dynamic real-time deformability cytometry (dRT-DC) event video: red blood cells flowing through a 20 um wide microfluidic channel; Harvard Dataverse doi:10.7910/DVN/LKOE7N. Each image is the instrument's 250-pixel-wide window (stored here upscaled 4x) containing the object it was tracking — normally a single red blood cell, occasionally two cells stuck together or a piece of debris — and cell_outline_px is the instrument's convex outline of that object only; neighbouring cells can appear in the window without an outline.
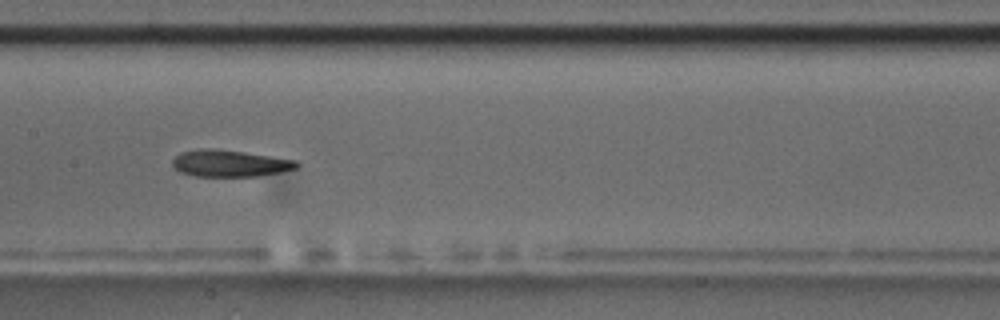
{"species": "common noctule bat (a hibernating species)", "species_latin": "Nyctalus noctula", "temperature_condition": "room temperature", "stored_images_in_passage": 11, "camera_frame_rate_fps": 3000, "um_per_image_px": 0.085, "animal": {"sex": "male", "body_mass_g": 17.5, "forearm_length_mm": 52.3}, "frame": {"image": 1, "passage_image": 8, "time_ms": 9.0, "image_size_px": [1000, 320], "cell_outline_px": [[300, 164], [296, 168], [280, 172], [256, 176], [196, 176], [180, 172], [172, 164], [172, 160], [180, 152], [196, 148], [212, 148], [244, 152], [296, 160]], "centroid_in_image_um": [19.5, 13.87], "position_along_channel_um": 187.9, "area_um2": 19.31}}